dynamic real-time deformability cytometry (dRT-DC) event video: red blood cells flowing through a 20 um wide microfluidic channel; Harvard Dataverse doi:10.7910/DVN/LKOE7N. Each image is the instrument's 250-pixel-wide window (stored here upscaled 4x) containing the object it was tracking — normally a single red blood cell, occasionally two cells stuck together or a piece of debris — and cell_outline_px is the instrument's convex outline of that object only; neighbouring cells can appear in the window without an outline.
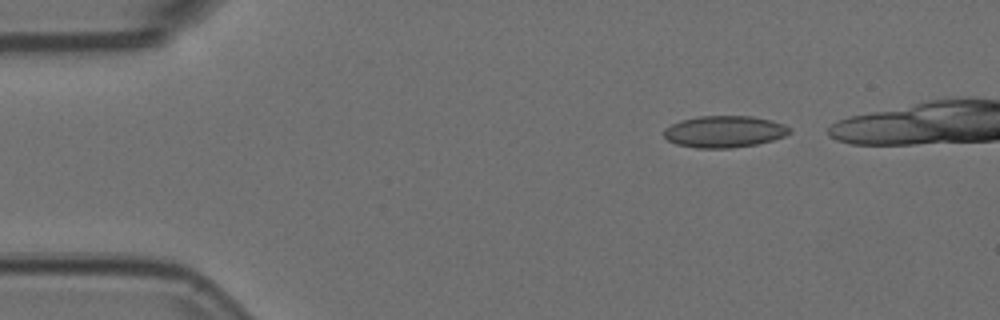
{"species": "Egyptian fruit bat (a non-hibernating species)", "species_latin": "Rousettus aegyptiacus", "temperature_condition": "room temperature", "stored_images_in_passage": 11, "camera_frame_rate_fps": 3000, "um_per_image_px": 0.085, "animal": {"sex": "female"}, "frame": {"image": 1, "passage_image": 1, "time_ms": 0.0, "image_size_px": [1000, 320], "cell_outline_px": [[792, 132], [784, 136], [772, 140], [756, 144], [732, 148], [696, 148], [676, 144], [668, 140], [664, 136], [664, 128], [680, 120], [696, 116], [752, 116], [772, 120], [784, 124], [792, 128]], "centroid_in_image_um": [61.58, 11.18], "position_along_channel_um": 23.4, "area_um2": 23.41}}
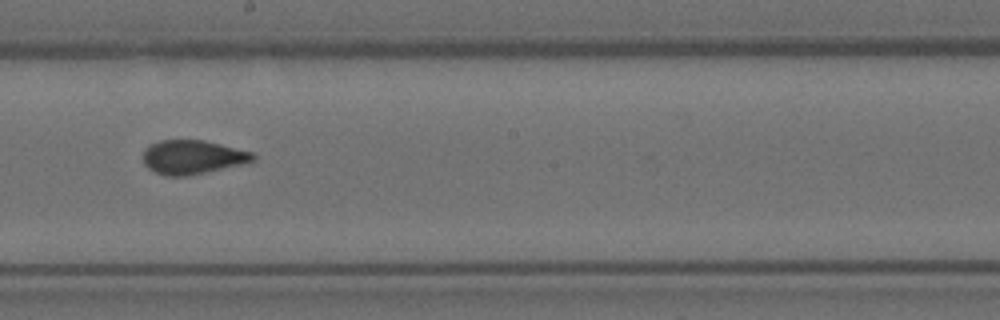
{"frame": {"image": 2, "passage_image": 7, "time_ms": 2.0, "image_size_px": [1000, 320], "cell_outline_px": [[256, 160], [248, 164], [188, 176], [164, 176], [148, 168], [144, 164], [144, 148], [148, 144], [160, 140], [204, 140], [252, 152], [256, 156]], "centroid_in_image_um": [16.4, 13.36], "position_along_channel_um": 231.8, "area_um2": 22.14}}
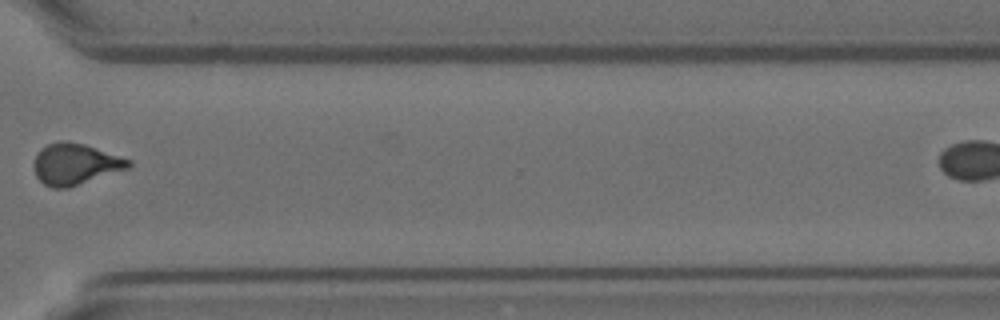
{"frame": {"image": 3, "passage_image": 10, "time_ms": 3.0, "image_size_px": [1000, 320], "cell_outline_px": [[132, 164], [128, 168], [68, 188], [52, 188], [44, 184], [36, 176], [36, 156], [40, 148], [48, 144], [60, 140], [64, 140], [84, 144], [132, 160]], "centroid_in_image_um": [6.41, 13.94], "position_along_channel_um": 364.2, "area_um2": 22.43}}